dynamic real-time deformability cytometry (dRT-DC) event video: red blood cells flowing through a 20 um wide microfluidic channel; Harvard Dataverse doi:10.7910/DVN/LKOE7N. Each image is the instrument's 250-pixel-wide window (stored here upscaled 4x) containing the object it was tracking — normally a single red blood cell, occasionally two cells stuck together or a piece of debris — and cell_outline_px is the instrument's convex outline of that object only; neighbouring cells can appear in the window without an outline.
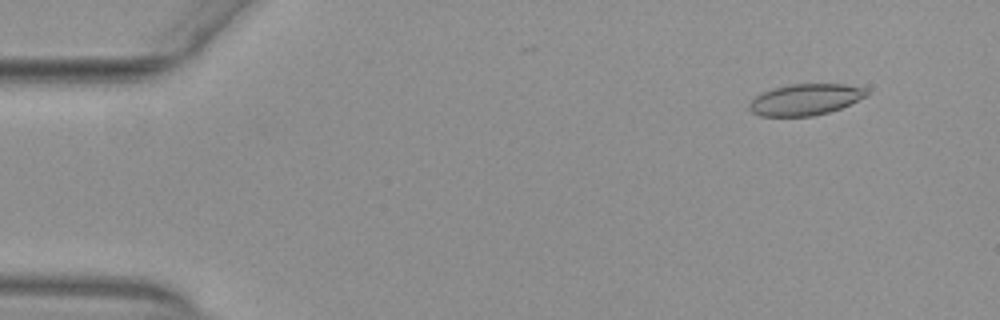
{"species": "common noctule bat (a hibernating species)", "species_latin": "Nyctalus noctula", "temperature_condition": "warm", "stored_images_in_passage": 50, "camera_frame_rate_fps": 3000, "um_per_image_px": 0.085, "animal": {"sex": "female", "body_mass_g": 29.2, "forearm_length_mm": 56.3}, "frame": {"image": 1, "passage_image": 2, "time_ms": 0.333, "image_size_px": [1000, 320], "cell_outline_px": [[868, 96], [840, 108], [828, 112], [812, 116], [760, 116], [752, 112], [748, 108], [748, 104], [756, 96], [772, 88], [788, 84], [844, 84], [864, 88], [868, 92]], "centroid_in_image_um": [68.44, 8.46], "position_along_channel_um": 16.6, "area_um2": 21.33}}
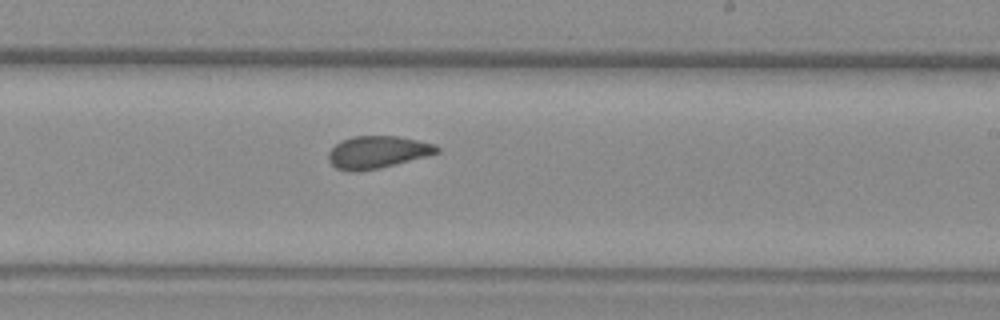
{"frame": {"image": 2, "passage_image": 29, "time_ms": 9.333, "image_size_px": [1000, 320], "cell_outline_px": [[440, 152], [380, 168], [356, 172], [348, 172], [336, 168], [328, 160], [328, 152], [336, 144], [352, 136], [396, 136], [436, 144], [440, 148]], "centroid_in_image_um": [32.06, 12.94], "position_along_channel_um": 256.9, "area_um2": 20.35}}
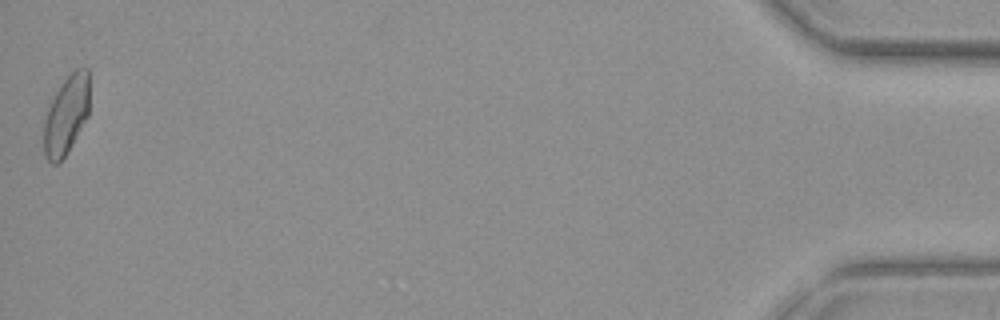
{"frame": {"image": 3, "passage_image": 50, "time_ms": 16.333, "image_size_px": [1000, 320], "cell_outline_px": [[88, 116], [68, 152], [56, 164], [52, 164], [44, 156], [44, 120], [52, 96], [60, 84], [76, 68], [88, 68]], "centroid_in_image_um": [5.61, 9.78], "position_along_channel_um": 429.6, "area_um2": 20.92}, "authors_computed_cell_mechanics": {"area_um2": 20.8947, "velocity_mm_per_s": 3.9004, "shape_relaxation_time_tau1_ms": null, "shape_relaxation_time_tau2_ms": 1.3553, "deformation_change_tau1": null, "deformation_change_tau2": 0.0735}}